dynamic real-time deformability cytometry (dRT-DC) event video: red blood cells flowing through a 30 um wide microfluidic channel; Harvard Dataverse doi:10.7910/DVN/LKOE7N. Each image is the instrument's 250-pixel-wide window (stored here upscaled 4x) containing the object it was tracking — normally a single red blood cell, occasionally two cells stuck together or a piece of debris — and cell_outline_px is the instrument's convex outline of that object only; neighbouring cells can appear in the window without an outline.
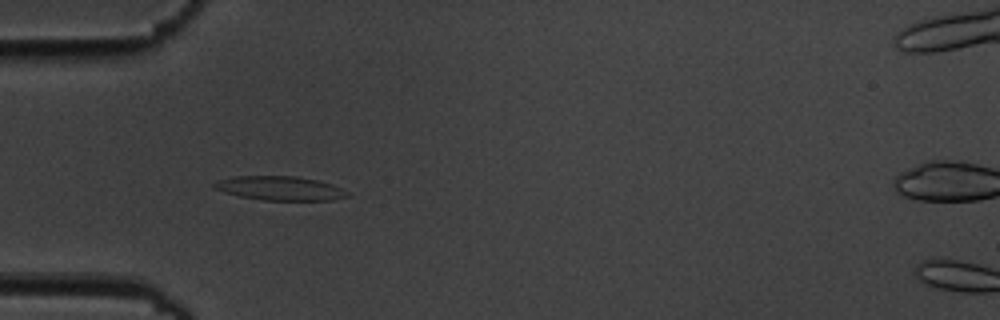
{"species": "common noctule bat (a hibernating species)", "species_latin": "Nyctalus noctula", "temperature_condition": "cold", "stored_images_in_passage": 7, "camera_frame_rate_fps": 3000, "um_per_image_px": 0.085, "animal": {"sex": "male", "body_mass_g": 19.5, "forearm_length_mm": 54.6}, "frame": {"image": 1, "passage_image": 5, "time_ms": 5.333, "image_size_px": [1000, 320], "cell_outline_px": [[352, 196], [332, 200], [264, 200], [240, 196], [224, 192], [212, 188], [212, 184], [220, 180], [236, 176], [296, 176], [320, 180], [332, 184], [348, 192]], "centroid_in_image_um": [23.83, 16.0], "position_along_channel_um": 61.2, "area_um2": 18.73}}
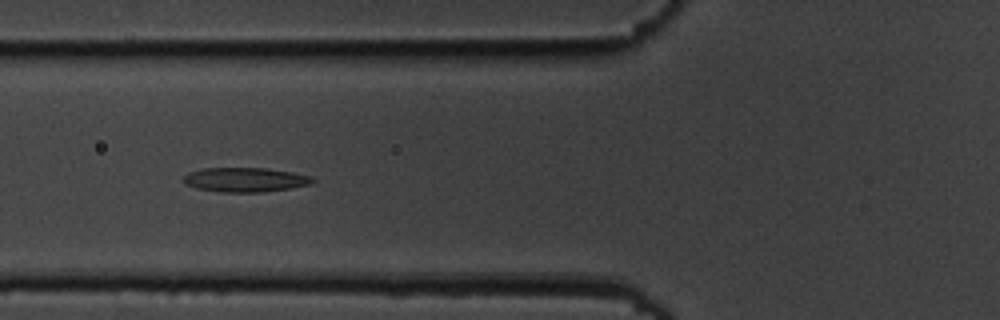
{"frame": {"image": 2, "passage_image": 6, "time_ms": 6.667, "image_size_px": [1000, 320], "cell_outline_px": [[316, 180], [312, 184], [292, 188], [264, 192], [220, 192], [196, 188], [184, 184], [184, 176], [188, 172], [200, 168], [264, 168], [292, 172], [312, 176]], "centroid_in_image_um": [20.85, 15.28], "position_along_channel_um": 104.9, "area_um2": 18.55}}
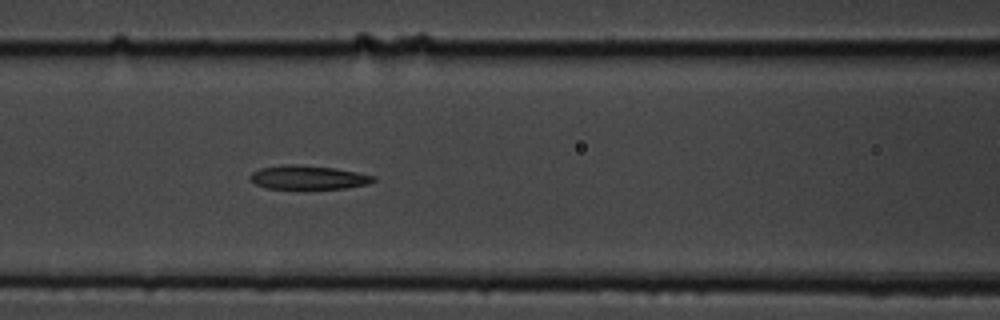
{"frame": {"image": 3, "passage_image": 7, "time_ms": 7.667, "image_size_px": [1000, 320], "cell_outline_px": [[376, 180], [368, 184], [344, 188], [264, 188], [256, 184], [248, 176], [252, 172], [260, 168], [284, 164], [300, 164], [332, 168], [356, 172], [376, 176]], "centroid_in_image_um": [26.18, 15.07], "position_along_channel_um": 140.4, "area_um2": 16.99}}